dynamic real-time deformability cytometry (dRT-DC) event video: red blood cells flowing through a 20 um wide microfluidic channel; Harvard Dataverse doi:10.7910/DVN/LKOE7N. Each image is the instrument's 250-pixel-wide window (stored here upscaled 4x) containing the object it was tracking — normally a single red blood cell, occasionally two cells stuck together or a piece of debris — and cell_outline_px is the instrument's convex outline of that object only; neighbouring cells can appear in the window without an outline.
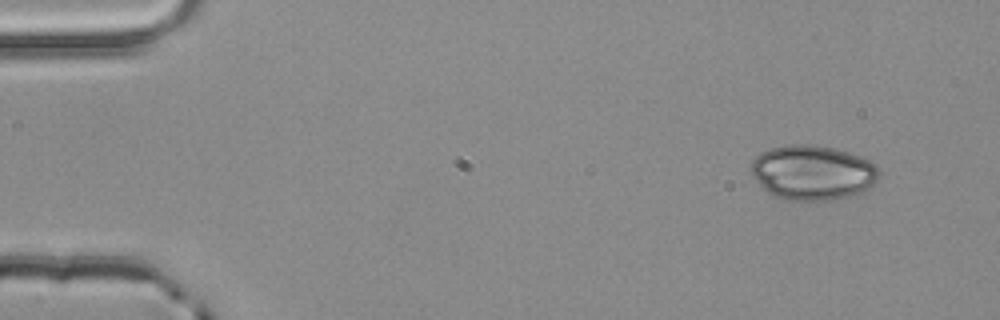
{"species": "common noctule bat (a hibernating species)", "species_latin": "Nyctalus noctula", "temperature_condition": "room temperature", "stored_images_in_passage": 5, "camera_frame_rate_fps": 3000, "um_per_image_px": 0.085, "animal": {"sex": "male", "body_mass_g": 20.4}, "frame": {"image": 1, "passage_image": 1, "time_ms": 0.0, "image_size_px": [1000, 320], "cell_outline_px": [[880, 176], [876, 184], [860, 192], [848, 196], [832, 200], [788, 200], [776, 196], [768, 192], [752, 176], [748, 168], [752, 160], [760, 152], [784, 144], [812, 144], [832, 148], [848, 152], [872, 160], [880, 168]], "centroid_in_image_um": [69.09, 14.65], "position_along_channel_um": 15.9, "area_um2": 41.33}}
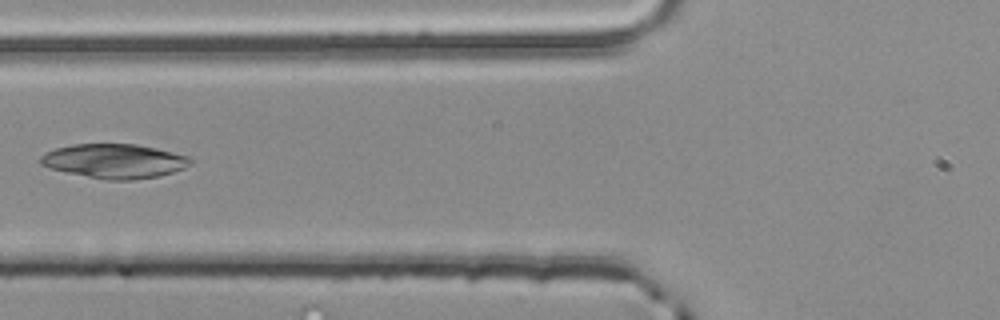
{"frame": {"image": 2, "passage_image": 5, "time_ms": 1.333, "image_size_px": [1000, 320], "cell_outline_px": [[192, 164], [184, 168], [160, 176], [132, 180], [108, 180], [48, 168], [40, 164], [40, 156], [44, 152], [56, 148], [72, 144], [136, 144], [156, 148], [188, 156], [192, 160]], "centroid_in_image_um": [9.72, 13.68], "position_along_channel_um": 116.1, "area_um2": 29.94}}